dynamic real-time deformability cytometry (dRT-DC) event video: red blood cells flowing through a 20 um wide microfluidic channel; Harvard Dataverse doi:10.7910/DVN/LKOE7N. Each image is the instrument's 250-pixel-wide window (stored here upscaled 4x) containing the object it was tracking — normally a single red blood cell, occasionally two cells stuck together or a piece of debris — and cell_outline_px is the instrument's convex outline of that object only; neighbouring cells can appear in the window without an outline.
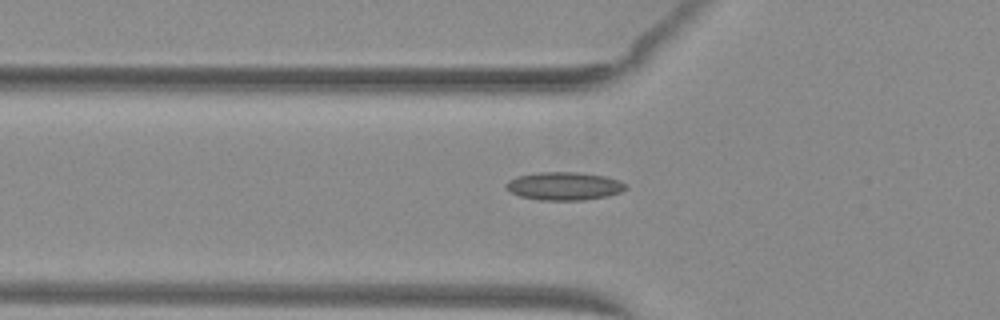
{"species": "common noctule bat (a hibernating species)", "species_latin": "Nyctalus noctula", "temperature_condition": "warm", "stored_images_in_passage": 32, "camera_frame_rate_fps": 3000, "um_per_image_px": 0.085, "animal": {"sex": "female", "body_mass_g": 29.2, "forearm_length_mm": 56.3}, "frame": {"image": 1, "passage_image": 3, "time_ms": 0.667, "image_size_px": [1000, 320], "cell_outline_px": [[628, 188], [620, 192], [608, 196], [584, 200], [540, 200], [520, 196], [504, 188], [504, 184], [508, 180], [516, 176], [540, 172], [576, 172], [608, 176], [620, 180]], "centroid_in_image_um": [47.95, 15.81], "position_along_channel_um": 77.9, "area_um2": 19.77}}
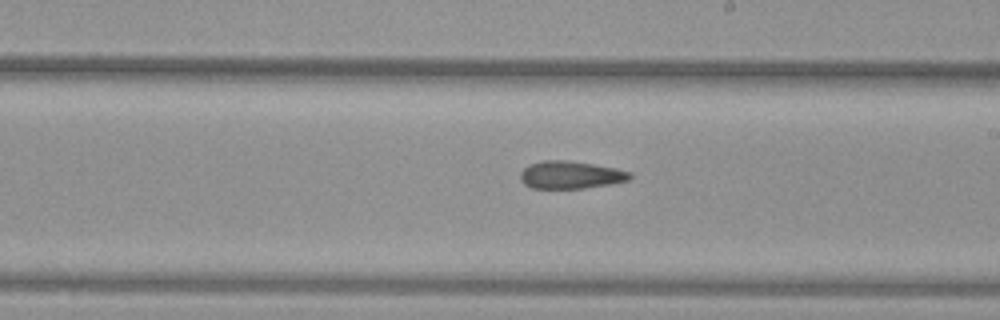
{"frame": {"image": 2, "passage_image": 15, "time_ms": 4.667, "image_size_px": [1000, 320], "cell_outline_px": [[632, 176], [628, 180], [608, 184], [584, 188], [532, 188], [524, 184], [520, 180], [520, 172], [528, 164], [544, 160], [568, 160], [616, 168], [632, 172]], "centroid_in_image_um": [48.47, 14.86], "position_along_channel_um": 240.5, "area_um2": 17.63}}
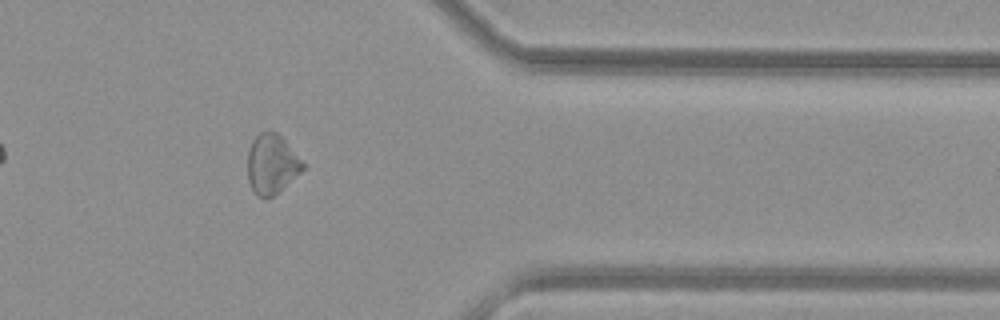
{"frame": {"image": 3, "passage_image": 27, "time_ms": 8.667, "image_size_px": [1000, 320], "cell_outline_px": [[304, 168], [300, 172], [268, 200], [264, 200], [256, 196], [252, 192], [248, 180], [248, 152], [252, 140], [260, 132], [268, 128], [276, 132], [284, 140], [304, 164]], "centroid_in_image_um": [23.04, 13.96], "position_along_channel_um": 388.4, "area_um2": 19.19}}